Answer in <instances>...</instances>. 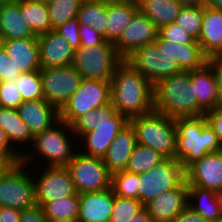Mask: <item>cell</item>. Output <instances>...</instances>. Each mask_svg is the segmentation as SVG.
<instances>
[{"label": "cell", "instance_id": "cell-50", "mask_svg": "<svg viewBox=\"0 0 222 222\" xmlns=\"http://www.w3.org/2000/svg\"><path fill=\"white\" fill-rule=\"evenodd\" d=\"M171 222H208V221L187 206Z\"/></svg>", "mask_w": 222, "mask_h": 222}, {"label": "cell", "instance_id": "cell-34", "mask_svg": "<svg viewBox=\"0 0 222 222\" xmlns=\"http://www.w3.org/2000/svg\"><path fill=\"white\" fill-rule=\"evenodd\" d=\"M42 208L46 220H77L79 215V194L48 202Z\"/></svg>", "mask_w": 222, "mask_h": 222}, {"label": "cell", "instance_id": "cell-33", "mask_svg": "<svg viewBox=\"0 0 222 222\" xmlns=\"http://www.w3.org/2000/svg\"><path fill=\"white\" fill-rule=\"evenodd\" d=\"M165 159L166 157L160 152L137 143L125 170L141 174L160 164Z\"/></svg>", "mask_w": 222, "mask_h": 222}, {"label": "cell", "instance_id": "cell-32", "mask_svg": "<svg viewBox=\"0 0 222 222\" xmlns=\"http://www.w3.org/2000/svg\"><path fill=\"white\" fill-rule=\"evenodd\" d=\"M107 10L108 3L83 1L76 18L80 25L92 27L107 41Z\"/></svg>", "mask_w": 222, "mask_h": 222}, {"label": "cell", "instance_id": "cell-36", "mask_svg": "<svg viewBox=\"0 0 222 222\" xmlns=\"http://www.w3.org/2000/svg\"><path fill=\"white\" fill-rule=\"evenodd\" d=\"M111 188L115 196L139 200V174L126 170L111 174Z\"/></svg>", "mask_w": 222, "mask_h": 222}, {"label": "cell", "instance_id": "cell-13", "mask_svg": "<svg viewBox=\"0 0 222 222\" xmlns=\"http://www.w3.org/2000/svg\"><path fill=\"white\" fill-rule=\"evenodd\" d=\"M44 100L60 110L79 88L82 75L72 66L40 70Z\"/></svg>", "mask_w": 222, "mask_h": 222}, {"label": "cell", "instance_id": "cell-9", "mask_svg": "<svg viewBox=\"0 0 222 222\" xmlns=\"http://www.w3.org/2000/svg\"><path fill=\"white\" fill-rule=\"evenodd\" d=\"M111 103L110 82L82 79L77 91L59 110V119L71 125L89 110Z\"/></svg>", "mask_w": 222, "mask_h": 222}, {"label": "cell", "instance_id": "cell-31", "mask_svg": "<svg viewBox=\"0 0 222 222\" xmlns=\"http://www.w3.org/2000/svg\"><path fill=\"white\" fill-rule=\"evenodd\" d=\"M20 12L24 21L35 35L38 36L51 30L46 3L33 0H20Z\"/></svg>", "mask_w": 222, "mask_h": 222}, {"label": "cell", "instance_id": "cell-19", "mask_svg": "<svg viewBox=\"0 0 222 222\" xmlns=\"http://www.w3.org/2000/svg\"><path fill=\"white\" fill-rule=\"evenodd\" d=\"M194 97L197 106L204 112L216 109L220 106V94L217 76L209 63L197 70H189Z\"/></svg>", "mask_w": 222, "mask_h": 222}, {"label": "cell", "instance_id": "cell-21", "mask_svg": "<svg viewBox=\"0 0 222 222\" xmlns=\"http://www.w3.org/2000/svg\"><path fill=\"white\" fill-rule=\"evenodd\" d=\"M154 42L159 51L171 60H175L182 71L197 70L208 63V57L203 53L197 40L189 44H178L166 41L157 35Z\"/></svg>", "mask_w": 222, "mask_h": 222}, {"label": "cell", "instance_id": "cell-47", "mask_svg": "<svg viewBox=\"0 0 222 222\" xmlns=\"http://www.w3.org/2000/svg\"><path fill=\"white\" fill-rule=\"evenodd\" d=\"M20 222H46L42 206L36 204L20 211Z\"/></svg>", "mask_w": 222, "mask_h": 222}, {"label": "cell", "instance_id": "cell-15", "mask_svg": "<svg viewBox=\"0 0 222 222\" xmlns=\"http://www.w3.org/2000/svg\"><path fill=\"white\" fill-rule=\"evenodd\" d=\"M188 186H197L222 194V150L196 160L185 170Z\"/></svg>", "mask_w": 222, "mask_h": 222}, {"label": "cell", "instance_id": "cell-51", "mask_svg": "<svg viewBox=\"0 0 222 222\" xmlns=\"http://www.w3.org/2000/svg\"><path fill=\"white\" fill-rule=\"evenodd\" d=\"M0 222H20V210L0 206Z\"/></svg>", "mask_w": 222, "mask_h": 222}, {"label": "cell", "instance_id": "cell-59", "mask_svg": "<svg viewBox=\"0 0 222 222\" xmlns=\"http://www.w3.org/2000/svg\"><path fill=\"white\" fill-rule=\"evenodd\" d=\"M115 1L138 3V0H114V2Z\"/></svg>", "mask_w": 222, "mask_h": 222}, {"label": "cell", "instance_id": "cell-49", "mask_svg": "<svg viewBox=\"0 0 222 222\" xmlns=\"http://www.w3.org/2000/svg\"><path fill=\"white\" fill-rule=\"evenodd\" d=\"M208 63L211 65L212 69L214 70L217 76L220 94V106H222V54L209 57Z\"/></svg>", "mask_w": 222, "mask_h": 222}, {"label": "cell", "instance_id": "cell-48", "mask_svg": "<svg viewBox=\"0 0 222 222\" xmlns=\"http://www.w3.org/2000/svg\"><path fill=\"white\" fill-rule=\"evenodd\" d=\"M206 120L213 128L222 144V106L205 113Z\"/></svg>", "mask_w": 222, "mask_h": 222}, {"label": "cell", "instance_id": "cell-54", "mask_svg": "<svg viewBox=\"0 0 222 222\" xmlns=\"http://www.w3.org/2000/svg\"><path fill=\"white\" fill-rule=\"evenodd\" d=\"M183 6L203 5V0H177Z\"/></svg>", "mask_w": 222, "mask_h": 222}, {"label": "cell", "instance_id": "cell-53", "mask_svg": "<svg viewBox=\"0 0 222 222\" xmlns=\"http://www.w3.org/2000/svg\"><path fill=\"white\" fill-rule=\"evenodd\" d=\"M203 6L222 10V0H203Z\"/></svg>", "mask_w": 222, "mask_h": 222}, {"label": "cell", "instance_id": "cell-30", "mask_svg": "<svg viewBox=\"0 0 222 222\" xmlns=\"http://www.w3.org/2000/svg\"><path fill=\"white\" fill-rule=\"evenodd\" d=\"M138 10V3L115 1L108 3L107 41L115 43L133 15Z\"/></svg>", "mask_w": 222, "mask_h": 222}, {"label": "cell", "instance_id": "cell-28", "mask_svg": "<svg viewBox=\"0 0 222 222\" xmlns=\"http://www.w3.org/2000/svg\"><path fill=\"white\" fill-rule=\"evenodd\" d=\"M0 127L4 130L11 146L21 156L26 152L28 144L31 147L34 136L28 126L21 120L17 109L0 107Z\"/></svg>", "mask_w": 222, "mask_h": 222}, {"label": "cell", "instance_id": "cell-25", "mask_svg": "<svg viewBox=\"0 0 222 222\" xmlns=\"http://www.w3.org/2000/svg\"><path fill=\"white\" fill-rule=\"evenodd\" d=\"M197 41L208 58L222 54V10L204 6L202 25Z\"/></svg>", "mask_w": 222, "mask_h": 222}, {"label": "cell", "instance_id": "cell-1", "mask_svg": "<svg viewBox=\"0 0 222 222\" xmlns=\"http://www.w3.org/2000/svg\"><path fill=\"white\" fill-rule=\"evenodd\" d=\"M111 85V104L128 119L154 111L153 85L123 61L115 70Z\"/></svg>", "mask_w": 222, "mask_h": 222}, {"label": "cell", "instance_id": "cell-35", "mask_svg": "<svg viewBox=\"0 0 222 222\" xmlns=\"http://www.w3.org/2000/svg\"><path fill=\"white\" fill-rule=\"evenodd\" d=\"M84 0H51L47 3L51 30L77 17Z\"/></svg>", "mask_w": 222, "mask_h": 222}, {"label": "cell", "instance_id": "cell-8", "mask_svg": "<svg viewBox=\"0 0 222 222\" xmlns=\"http://www.w3.org/2000/svg\"><path fill=\"white\" fill-rule=\"evenodd\" d=\"M128 123L129 119L118 113L111 103L99 108L98 124L95 129L84 133L78 139L82 142H78V150L88 156L103 158L111 142Z\"/></svg>", "mask_w": 222, "mask_h": 222}, {"label": "cell", "instance_id": "cell-7", "mask_svg": "<svg viewBox=\"0 0 222 222\" xmlns=\"http://www.w3.org/2000/svg\"><path fill=\"white\" fill-rule=\"evenodd\" d=\"M33 170L21 161L8 165L0 174V206L22 211L36 205Z\"/></svg>", "mask_w": 222, "mask_h": 222}, {"label": "cell", "instance_id": "cell-56", "mask_svg": "<svg viewBox=\"0 0 222 222\" xmlns=\"http://www.w3.org/2000/svg\"><path fill=\"white\" fill-rule=\"evenodd\" d=\"M9 164L6 163L3 160H0V174L2 173V171L8 166Z\"/></svg>", "mask_w": 222, "mask_h": 222}, {"label": "cell", "instance_id": "cell-16", "mask_svg": "<svg viewBox=\"0 0 222 222\" xmlns=\"http://www.w3.org/2000/svg\"><path fill=\"white\" fill-rule=\"evenodd\" d=\"M157 35L156 26L138 9L114 45L125 59L134 50L154 42Z\"/></svg>", "mask_w": 222, "mask_h": 222}, {"label": "cell", "instance_id": "cell-5", "mask_svg": "<svg viewBox=\"0 0 222 222\" xmlns=\"http://www.w3.org/2000/svg\"><path fill=\"white\" fill-rule=\"evenodd\" d=\"M133 126L137 143L160 152L166 158L176 154L177 128L175 118L153 111L146 115L129 119Z\"/></svg>", "mask_w": 222, "mask_h": 222}, {"label": "cell", "instance_id": "cell-27", "mask_svg": "<svg viewBox=\"0 0 222 222\" xmlns=\"http://www.w3.org/2000/svg\"><path fill=\"white\" fill-rule=\"evenodd\" d=\"M37 37L24 21L20 12V0L0 6V40Z\"/></svg>", "mask_w": 222, "mask_h": 222}, {"label": "cell", "instance_id": "cell-41", "mask_svg": "<svg viewBox=\"0 0 222 222\" xmlns=\"http://www.w3.org/2000/svg\"><path fill=\"white\" fill-rule=\"evenodd\" d=\"M99 120V108L89 110L87 113L79 116L70 126L79 139L84 133L96 128Z\"/></svg>", "mask_w": 222, "mask_h": 222}, {"label": "cell", "instance_id": "cell-46", "mask_svg": "<svg viewBox=\"0 0 222 222\" xmlns=\"http://www.w3.org/2000/svg\"><path fill=\"white\" fill-rule=\"evenodd\" d=\"M79 36L81 46L87 48L93 45L102 44L105 41L104 36L86 24L80 25Z\"/></svg>", "mask_w": 222, "mask_h": 222}, {"label": "cell", "instance_id": "cell-60", "mask_svg": "<svg viewBox=\"0 0 222 222\" xmlns=\"http://www.w3.org/2000/svg\"><path fill=\"white\" fill-rule=\"evenodd\" d=\"M33 1H38V2H42V3H48V2H50L51 0H33Z\"/></svg>", "mask_w": 222, "mask_h": 222}, {"label": "cell", "instance_id": "cell-29", "mask_svg": "<svg viewBox=\"0 0 222 222\" xmlns=\"http://www.w3.org/2000/svg\"><path fill=\"white\" fill-rule=\"evenodd\" d=\"M182 7L177 0H138V9L158 30L175 22Z\"/></svg>", "mask_w": 222, "mask_h": 222}, {"label": "cell", "instance_id": "cell-40", "mask_svg": "<svg viewBox=\"0 0 222 222\" xmlns=\"http://www.w3.org/2000/svg\"><path fill=\"white\" fill-rule=\"evenodd\" d=\"M23 102L15 82H0V107L17 109Z\"/></svg>", "mask_w": 222, "mask_h": 222}, {"label": "cell", "instance_id": "cell-24", "mask_svg": "<svg viewBox=\"0 0 222 222\" xmlns=\"http://www.w3.org/2000/svg\"><path fill=\"white\" fill-rule=\"evenodd\" d=\"M0 43L21 73L41 70L37 37L0 40Z\"/></svg>", "mask_w": 222, "mask_h": 222}, {"label": "cell", "instance_id": "cell-22", "mask_svg": "<svg viewBox=\"0 0 222 222\" xmlns=\"http://www.w3.org/2000/svg\"><path fill=\"white\" fill-rule=\"evenodd\" d=\"M17 111L33 136L50 128L59 120V110L44 99L24 101Z\"/></svg>", "mask_w": 222, "mask_h": 222}, {"label": "cell", "instance_id": "cell-3", "mask_svg": "<svg viewBox=\"0 0 222 222\" xmlns=\"http://www.w3.org/2000/svg\"><path fill=\"white\" fill-rule=\"evenodd\" d=\"M177 128L175 159L186 170L208 153L222 150V144L205 114L175 118Z\"/></svg>", "mask_w": 222, "mask_h": 222}, {"label": "cell", "instance_id": "cell-45", "mask_svg": "<svg viewBox=\"0 0 222 222\" xmlns=\"http://www.w3.org/2000/svg\"><path fill=\"white\" fill-rule=\"evenodd\" d=\"M0 160L9 165L21 161V155L9 143L4 130L0 127Z\"/></svg>", "mask_w": 222, "mask_h": 222}, {"label": "cell", "instance_id": "cell-6", "mask_svg": "<svg viewBox=\"0 0 222 222\" xmlns=\"http://www.w3.org/2000/svg\"><path fill=\"white\" fill-rule=\"evenodd\" d=\"M123 61L114 43L105 40L99 45L89 48L80 46L76 49L72 66L83 79L110 82L116 68Z\"/></svg>", "mask_w": 222, "mask_h": 222}, {"label": "cell", "instance_id": "cell-26", "mask_svg": "<svg viewBox=\"0 0 222 222\" xmlns=\"http://www.w3.org/2000/svg\"><path fill=\"white\" fill-rule=\"evenodd\" d=\"M187 206L208 222L222 221V194L197 186H188Z\"/></svg>", "mask_w": 222, "mask_h": 222}, {"label": "cell", "instance_id": "cell-42", "mask_svg": "<svg viewBox=\"0 0 222 222\" xmlns=\"http://www.w3.org/2000/svg\"><path fill=\"white\" fill-rule=\"evenodd\" d=\"M158 35L166 41L178 44H189L195 40L175 22L161 27L158 30Z\"/></svg>", "mask_w": 222, "mask_h": 222}, {"label": "cell", "instance_id": "cell-43", "mask_svg": "<svg viewBox=\"0 0 222 222\" xmlns=\"http://www.w3.org/2000/svg\"><path fill=\"white\" fill-rule=\"evenodd\" d=\"M79 30L80 23L77 18L71 19L54 29V31L61 35L74 50L81 46Z\"/></svg>", "mask_w": 222, "mask_h": 222}, {"label": "cell", "instance_id": "cell-18", "mask_svg": "<svg viewBox=\"0 0 222 222\" xmlns=\"http://www.w3.org/2000/svg\"><path fill=\"white\" fill-rule=\"evenodd\" d=\"M41 69L72 65L75 50L54 30L37 36Z\"/></svg>", "mask_w": 222, "mask_h": 222}, {"label": "cell", "instance_id": "cell-55", "mask_svg": "<svg viewBox=\"0 0 222 222\" xmlns=\"http://www.w3.org/2000/svg\"><path fill=\"white\" fill-rule=\"evenodd\" d=\"M46 222H77V220L58 219V220H46Z\"/></svg>", "mask_w": 222, "mask_h": 222}, {"label": "cell", "instance_id": "cell-14", "mask_svg": "<svg viewBox=\"0 0 222 222\" xmlns=\"http://www.w3.org/2000/svg\"><path fill=\"white\" fill-rule=\"evenodd\" d=\"M42 171L38 177H34L35 197L36 203L44 206L48 202L57 199L66 198L77 195L71 174L66 166L47 167L44 169L40 166ZM36 178V179H35ZM38 178V179H37Z\"/></svg>", "mask_w": 222, "mask_h": 222}, {"label": "cell", "instance_id": "cell-2", "mask_svg": "<svg viewBox=\"0 0 222 222\" xmlns=\"http://www.w3.org/2000/svg\"><path fill=\"white\" fill-rule=\"evenodd\" d=\"M31 146L32 152L27 147L26 152L21 156V162L26 166L30 165L32 168L34 163L37 164L36 162L40 160L39 158L42 160L41 165L47 163L43 166H67L76 154L75 151H78V139L71 126L59 119L50 128L34 135Z\"/></svg>", "mask_w": 222, "mask_h": 222}, {"label": "cell", "instance_id": "cell-52", "mask_svg": "<svg viewBox=\"0 0 222 222\" xmlns=\"http://www.w3.org/2000/svg\"><path fill=\"white\" fill-rule=\"evenodd\" d=\"M128 222H154V220L152 216L148 213L147 209L144 207Z\"/></svg>", "mask_w": 222, "mask_h": 222}, {"label": "cell", "instance_id": "cell-20", "mask_svg": "<svg viewBox=\"0 0 222 222\" xmlns=\"http://www.w3.org/2000/svg\"><path fill=\"white\" fill-rule=\"evenodd\" d=\"M114 204L112 188L79 194L77 222H109Z\"/></svg>", "mask_w": 222, "mask_h": 222}, {"label": "cell", "instance_id": "cell-37", "mask_svg": "<svg viewBox=\"0 0 222 222\" xmlns=\"http://www.w3.org/2000/svg\"><path fill=\"white\" fill-rule=\"evenodd\" d=\"M203 14V5L183 6L179 11L175 23L195 40H198Z\"/></svg>", "mask_w": 222, "mask_h": 222}, {"label": "cell", "instance_id": "cell-58", "mask_svg": "<svg viewBox=\"0 0 222 222\" xmlns=\"http://www.w3.org/2000/svg\"><path fill=\"white\" fill-rule=\"evenodd\" d=\"M84 1H96V2H105V3L114 2V0H84Z\"/></svg>", "mask_w": 222, "mask_h": 222}, {"label": "cell", "instance_id": "cell-57", "mask_svg": "<svg viewBox=\"0 0 222 222\" xmlns=\"http://www.w3.org/2000/svg\"><path fill=\"white\" fill-rule=\"evenodd\" d=\"M15 1L16 0H0V6L3 4H9V3L15 2Z\"/></svg>", "mask_w": 222, "mask_h": 222}, {"label": "cell", "instance_id": "cell-4", "mask_svg": "<svg viewBox=\"0 0 222 222\" xmlns=\"http://www.w3.org/2000/svg\"><path fill=\"white\" fill-rule=\"evenodd\" d=\"M154 111L171 118L205 114L194 97L187 71L159 80L154 86Z\"/></svg>", "mask_w": 222, "mask_h": 222}, {"label": "cell", "instance_id": "cell-38", "mask_svg": "<svg viewBox=\"0 0 222 222\" xmlns=\"http://www.w3.org/2000/svg\"><path fill=\"white\" fill-rule=\"evenodd\" d=\"M15 84L19 88L23 101L44 99L40 71L21 73Z\"/></svg>", "mask_w": 222, "mask_h": 222}, {"label": "cell", "instance_id": "cell-12", "mask_svg": "<svg viewBox=\"0 0 222 222\" xmlns=\"http://www.w3.org/2000/svg\"><path fill=\"white\" fill-rule=\"evenodd\" d=\"M154 86L159 80L181 73L179 65L159 51L155 42L134 50L124 59Z\"/></svg>", "mask_w": 222, "mask_h": 222}, {"label": "cell", "instance_id": "cell-39", "mask_svg": "<svg viewBox=\"0 0 222 222\" xmlns=\"http://www.w3.org/2000/svg\"><path fill=\"white\" fill-rule=\"evenodd\" d=\"M143 208L144 204L138 199L114 195V204L109 222H128Z\"/></svg>", "mask_w": 222, "mask_h": 222}, {"label": "cell", "instance_id": "cell-17", "mask_svg": "<svg viewBox=\"0 0 222 222\" xmlns=\"http://www.w3.org/2000/svg\"><path fill=\"white\" fill-rule=\"evenodd\" d=\"M188 182L186 178L177 186L149 201L144 207L154 222H171L187 207Z\"/></svg>", "mask_w": 222, "mask_h": 222}, {"label": "cell", "instance_id": "cell-23", "mask_svg": "<svg viewBox=\"0 0 222 222\" xmlns=\"http://www.w3.org/2000/svg\"><path fill=\"white\" fill-rule=\"evenodd\" d=\"M137 144L136 133L129 122L111 142L103 161L111 174L126 169Z\"/></svg>", "mask_w": 222, "mask_h": 222}, {"label": "cell", "instance_id": "cell-11", "mask_svg": "<svg viewBox=\"0 0 222 222\" xmlns=\"http://www.w3.org/2000/svg\"><path fill=\"white\" fill-rule=\"evenodd\" d=\"M185 178L181 163L175 158H166L139 174V200L145 205L165 191L177 187Z\"/></svg>", "mask_w": 222, "mask_h": 222}, {"label": "cell", "instance_id": "cell-44", "mask_svg": "<svg viewBox=\"0 0 222 222\" xmlns=\"http://www.w3.org/2000/svg\"><path fill=\"white\" fill-rule=\"evenodd\" d=\"M20 74L21 72L16 68V64L0 43V82H15Z\"/></svg>", "mask_w": 222, "mask_h": 222}, {"label": "cell", "instance_id": "cell-10", "mask_svg": "<svg viewBox=\"0 0 222 222\" xmlns=\"http://www.w3.org/2000/svg\"><path fill=\"white\" fill-rule=\"evenodd\" d=\"M66 167L78 194L102 191L111 187V173L103 158L88 156L76 151Z\"/></svg>", "mask_w": 222, "mask_h": 222}]
</instances>
